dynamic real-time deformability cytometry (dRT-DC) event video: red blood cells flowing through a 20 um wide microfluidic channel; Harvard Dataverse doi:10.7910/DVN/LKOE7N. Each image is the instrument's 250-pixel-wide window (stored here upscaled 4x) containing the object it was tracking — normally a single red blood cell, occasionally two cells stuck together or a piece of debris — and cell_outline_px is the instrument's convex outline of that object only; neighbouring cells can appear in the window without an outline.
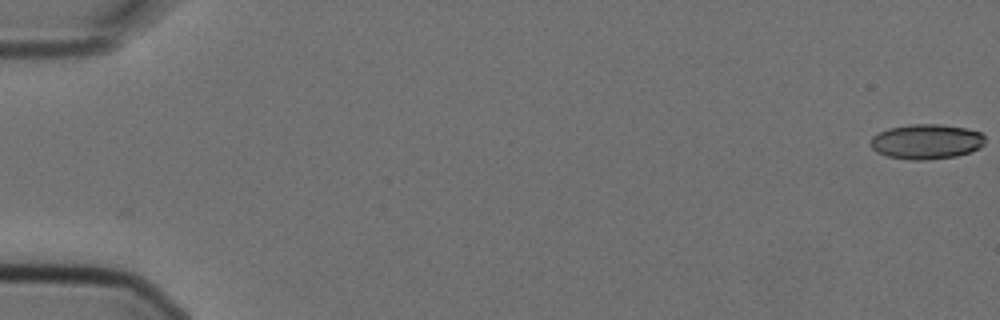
{"species": "Egyptian fruit bat (a non-hibernating species)", "species_latin": "Rousettus aegyptiacus", "temperature_condition": "cold", "stored_images_in_passage": 6, "camera_frame_rate_fps": 3000, "um_per_image_px": 0.085, "animal": {"sex": "female"}, "frame": {"image": 1, "passage_image": 1, "time_ms": 0.0, "image_size_px": [1000, 320], "cell_outline_px": [[984, 144], [980, 148], [972, 152], [956, 156], [924, 160], [908, 160], [888, 156], [876, 152], [872, 148], [872, 136], [888, 128], [908, 124], [940, 124], [968, 128], [980, 132], [984, 136]], "centroid_in_image_um": [78.77, 12.03], "position_along_channel_um": 6.2, "area_um2": 23.47}}
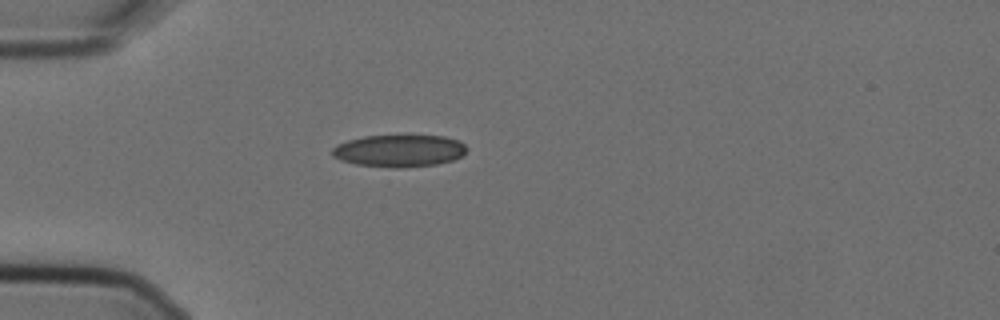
{"frame": {"image": 2, "passage_image": 5, "time_ms": 1.333, "image_size_px": [1000, 320], "cell_outline_px": [[468, 148], [464, 156], [452, 160], [436, 164], [404, 168], [396, 168], [356, 164], [340, 160], [332, 156], [332, 148], [348, 140], [364, 136], [408, 132], [444, 136], [460, 140]], "centroid_in_image_um": [34.0, 12.76], "position_along_channel_um": 51.0, "area_um2": 26.41}}